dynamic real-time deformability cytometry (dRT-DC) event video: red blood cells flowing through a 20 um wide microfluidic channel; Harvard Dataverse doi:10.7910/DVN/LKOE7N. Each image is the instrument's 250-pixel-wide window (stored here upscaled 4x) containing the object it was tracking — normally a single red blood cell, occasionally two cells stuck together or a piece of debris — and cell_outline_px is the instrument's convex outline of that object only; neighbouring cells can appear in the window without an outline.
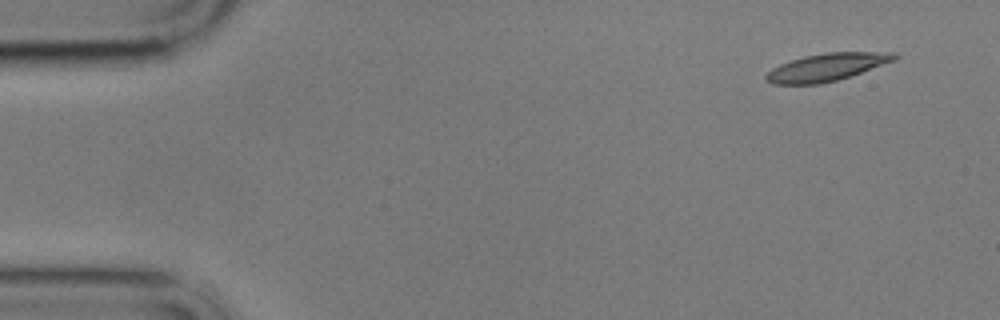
{"species": "common noctule bat (a hibernating species)", "species_latin": "Nyctalus noctula", "temperature_condition": "cold", "stored_images_in_passage": 5, "camera_frame_rate_fps": 3000, "um_per_image_px": 0.085, "animal": {"sex": "male", "body_mass_g": 17.9}, "frame": {"image": 1, "passage_image": 1, "time_ms": 0.0, "image_size_px": [1000, 320], "cell_outline_px": [[900, 56], [892, 60], [860, 72], [836, 80], [820, 84], [772, 84], [764, 76], [772, 68], [780, 64], [804, 56], [828, 52], [896, 52]], "centroid_in_image_um": [70.23, 5.7], "position_along_channel_um": 14.8, "area_um2": 20.17}}
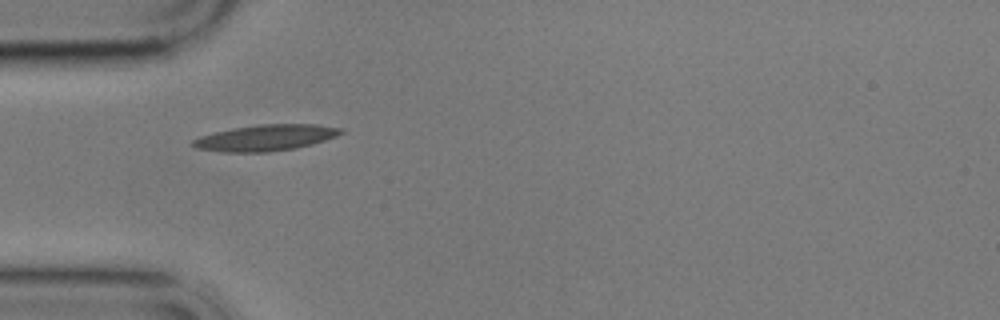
{"frame": {"image": 2, "passage_image": 4, "time_ms": 4.333, "image_size_px": [1000, 320], "cell_outline_px": [[344, 132], [336, 136], [312, 144], [296, 148], [268, 152], [220, 152], [196, 148], [192, 144], [192, 140], [200, 136], [232, 128], [260, 124], [316, 124], [344, 128]], "centroid_in_image_um": [22.59, 11.71], "position_along_channel_um": 62.4, "area_um2": 22.54}}